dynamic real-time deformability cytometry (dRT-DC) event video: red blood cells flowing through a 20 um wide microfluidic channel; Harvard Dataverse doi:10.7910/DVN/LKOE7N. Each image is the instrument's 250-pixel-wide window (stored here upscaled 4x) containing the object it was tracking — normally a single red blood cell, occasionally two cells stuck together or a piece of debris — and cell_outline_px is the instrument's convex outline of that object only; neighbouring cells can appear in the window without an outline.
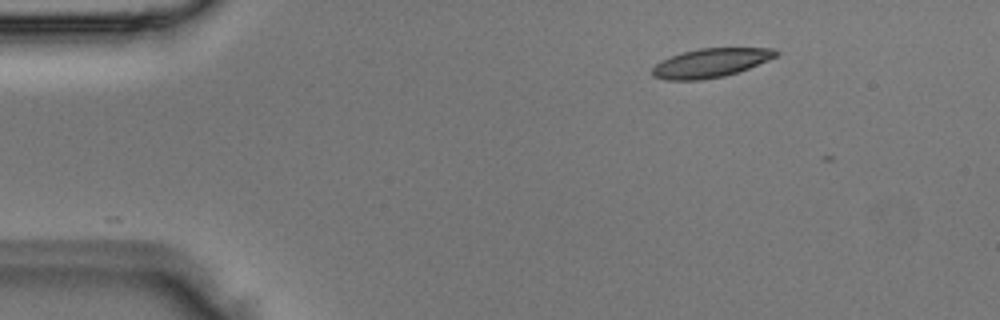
{"species": "Egyptian fruit bat (a non-hibernating species)", "species_latin": "Rousettus aegyptiacus", "temperature_condition": "room temperature", "stored_images_in_passage": 3, "segment_of_instrument_passage": [2, 2], "camera_frame_rate_fps": 3000, "um_per_image_px": 0.085, "animal": {"sex": "male"}, "frame": {"image": 1, "passage_image": 3, "time_ms": 0.667, "image_size_px": [1000, 320], "cell_outline_px": [[780, 52], [776, 56], [768, 60], [748, 68], [724, 76], [700, 80], [664, 80], [652, 76], [652, 68], [660, 60], [684, 52], [700, 48], [776, 48]], "centroid_in_image_um": [60.39, 5.35], "position_along_channel_um": 24.6, "area_um2": 20.75}}